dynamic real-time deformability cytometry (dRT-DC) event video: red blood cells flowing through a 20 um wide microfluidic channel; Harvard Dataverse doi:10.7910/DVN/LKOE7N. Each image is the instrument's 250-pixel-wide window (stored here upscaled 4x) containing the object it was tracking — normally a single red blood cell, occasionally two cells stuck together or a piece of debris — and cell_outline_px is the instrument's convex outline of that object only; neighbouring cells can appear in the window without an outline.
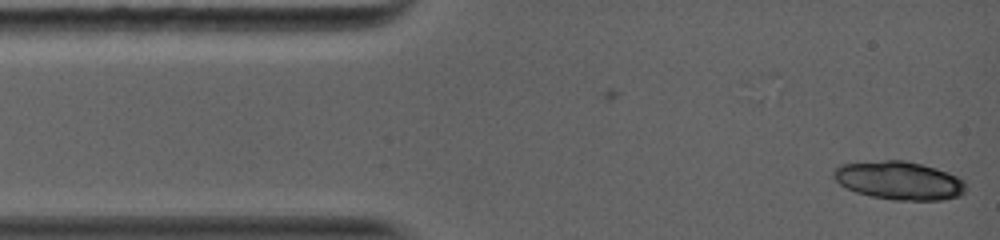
{"species": "common noctule bat (a hibernating species)", "species_latin": "Nyctalus noctula", "temperature_condition": "warm", "stored_images_in_passage": 16, "camera_frame_rate_fps": 5000, "um_per_image_px": 0.085, "animal": {"sex": "female", "body_mass_g": 19.0, "forearm_length_mm": 56.7}, "frame": {"image": 1, "passage_image": 1, "time_ms": 0.0, "image_size_px": [1000, 240], "cell_outline_px": [[964, 192], [960, 196], [944, 200], [892, 200], [872, 196], [856, 192], [840, 184], [832, 176], [832, 168], [840, 164], [884, 160], [904, 160], [936, 168], [948, 172], [964, 180]], "centroid_in_image_um": [76.4, 15.34], "position_along_channel_um": 8.6, "area_um2": 29.59}}